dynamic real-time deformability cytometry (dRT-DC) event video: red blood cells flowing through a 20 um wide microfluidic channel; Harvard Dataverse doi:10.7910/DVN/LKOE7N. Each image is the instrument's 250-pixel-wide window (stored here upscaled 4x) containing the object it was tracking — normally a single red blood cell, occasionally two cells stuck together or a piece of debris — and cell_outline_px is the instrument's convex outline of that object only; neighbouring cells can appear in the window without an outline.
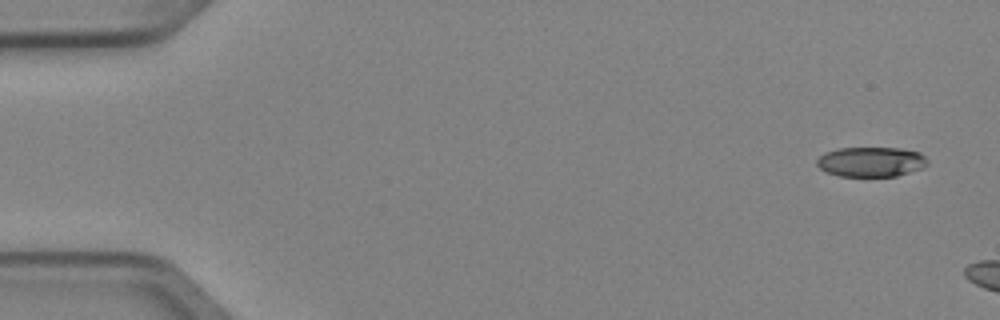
{"species": "Egyptian fruit bat (a non-hibernating species)", "species_latin": "Rousettus aegyptiacus", "temperature_condition": "cold", "stored_images_in_passage": 3, "camera_frame_rate_fps": 3000, "um_per_image_px": 0.085, "animal": {"sex": "female"}, "frame": {"image": 1, "passage_image": 1, "time_ms": 0.0, "image_size_px": [1000, 320], "cell_outline_px": [[928, 164], [924, 168], [896, 176], [840, 176], [828, 172], [820, 168], [816, 164], [816, 160], [824, 152], [840, 148], [900, 148], [920, 152], [928, 160]], "centroid_in_image_um": [74.06, 13.75], "position_along_channel_um": 10.9, "area_um2": 19.31}}